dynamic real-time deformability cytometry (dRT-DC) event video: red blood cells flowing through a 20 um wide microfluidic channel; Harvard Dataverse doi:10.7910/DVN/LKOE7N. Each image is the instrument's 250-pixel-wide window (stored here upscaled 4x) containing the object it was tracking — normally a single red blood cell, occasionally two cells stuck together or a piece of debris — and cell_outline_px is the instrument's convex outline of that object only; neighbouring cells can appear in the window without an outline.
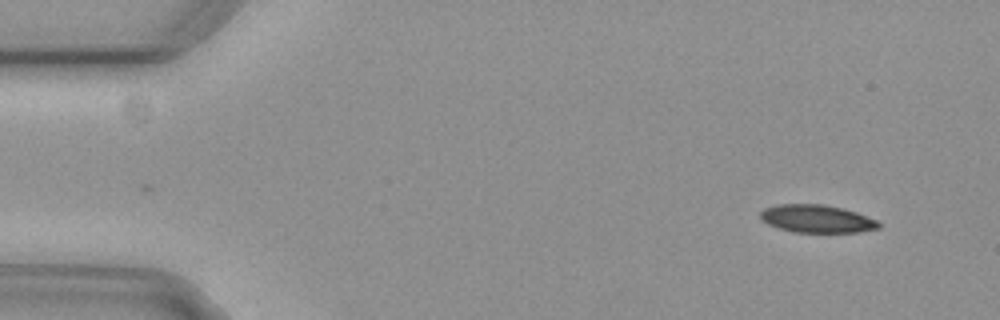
{"species": "common noctule bat (a hibernating species)", "species_latin": "Nyctalus noctula", "temperature_condition": "cold", "stored_images_in_passage": 4, "segment_of_instrument_passage": [1, 2], "camera_frame_rate_fps": 3000, "um_per_image_px": 0.085, "animal": {"sex": "female", "body_mass_g": 29.2, "forearm_length_mm": 56.3}, "frame": {"image": 1, "passage_image": 1, "time_ms": 0.0, "image_size_px": [1000, 320], "cell_outline_px": [[880, 228], [860, 232], [792, 232], [768, 224], [760, 220], [760, 212], [764, 208], [776, 204], [820, 204], [840, 208], [856, 212], [876, 220], [880, 224]], "centroid_in_image_um": [69.39, 18.6], "position_along_channel_um": 15.6, "area_um2": 19.13}}